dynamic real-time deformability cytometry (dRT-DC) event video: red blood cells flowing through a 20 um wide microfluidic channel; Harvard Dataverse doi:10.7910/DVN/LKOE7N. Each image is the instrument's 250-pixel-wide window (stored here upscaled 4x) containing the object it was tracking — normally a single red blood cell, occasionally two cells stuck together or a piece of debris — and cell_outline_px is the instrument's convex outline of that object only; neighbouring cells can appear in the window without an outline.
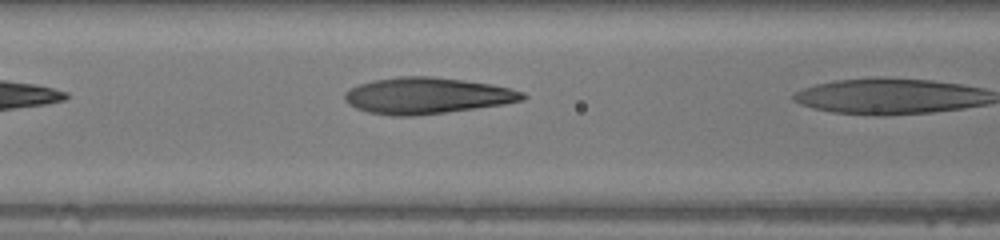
{"species": "human", "species_latin": "Homo sapiens", "temperature_condition": "warm", "stored_images_in_passage": 6, "camera_frame_rate_fps": 3000, "um_per_image_px": 0.085, "donor": {"sex": "female"}, "frame": {"image": 1, "passage_image": 5, "time_ms": 1.333, "image_size_px": [1000, 240], "cell_outline_px": [[528, 96], [524, 100], [504, 104], [476, 108], [416, 116], [392, 116], [368, 112], [356, 108], [348, 104], [344, 100], [344, 92], [348, 88], [372, 80], [400, 76], [432, 76], [464, 80], [492, 84], [512, 88], [524, 92]], "centroid_in_image_um": [36.29, 8.13], "position_along_channel_um": 130.3, "area_um2": 37.97}}